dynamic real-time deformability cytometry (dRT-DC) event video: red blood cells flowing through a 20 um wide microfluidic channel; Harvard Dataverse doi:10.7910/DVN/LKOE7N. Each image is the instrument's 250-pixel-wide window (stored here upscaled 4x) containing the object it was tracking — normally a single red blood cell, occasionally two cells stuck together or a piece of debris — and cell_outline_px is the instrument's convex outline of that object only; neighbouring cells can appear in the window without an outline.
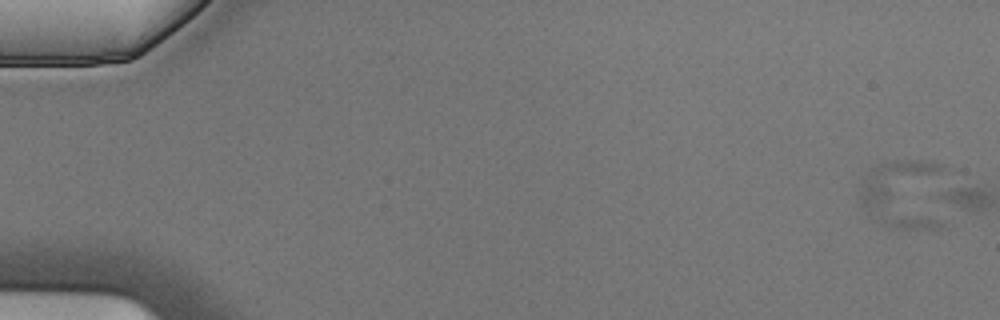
{"species": "Egyptian fruit bat (a non-hibernating species)", "species_latin": "Rousettus aegyptiacus", "temperature_condition": "cold", "stored_images_in_passage": 8, "camera_frame_rate_fps": 3000, "um_per_image_px": 0.085, "animal": {"sex": "male"}, "frame": {"image": 1, "passage_image": 1, "time_ms": 0.0, "image_size_px": [1000, 320], "cell_outline_px": [[944, 224], [936, 228], [896, 228], [880, 224], [864, 204], [860, 196], [860, 184], [876, 164], [908, 160], [912, 160], [944, 164]], "centroid_in_image_um": [76.99, 16.5], "position_along_channel_um": 8.0, "area_um2": 35.95}}